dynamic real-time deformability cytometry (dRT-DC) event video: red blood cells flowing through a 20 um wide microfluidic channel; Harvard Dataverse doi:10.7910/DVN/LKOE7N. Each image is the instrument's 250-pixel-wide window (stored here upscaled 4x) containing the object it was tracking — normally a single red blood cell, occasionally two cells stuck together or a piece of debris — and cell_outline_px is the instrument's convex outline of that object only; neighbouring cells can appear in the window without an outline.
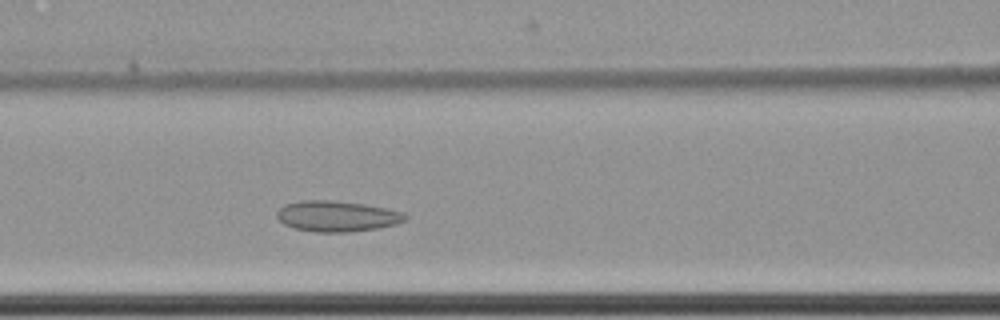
{"species": "common noctule bat (a hibernating species)", "species_latin": "Nyctalus noctula", "temperature_condition": "cold", "stored_images_in_passage": 43, "camera_frame_rate_fps": 3000, "um_per_image_px": 0.085, "animal": {"sex": "female", "body_mass_g": 22.7, "forearm_length_mm": 54.2}, "frame": {"image": 1, "passage_image": 16, "time_ms": 5.0, "image_size_px": [1000, 320], "cell_outline_px": [[408, 220], [396, 224], [380, 228], [352, 232], [316, 232], [296, 228], [284, 224], [276, 216], [276, 212], [284, 204], [300, 200], [328, 200], [364, 204], [384, 208], [400, 212], [408, 216]], "centroid_in_image_um": [28.64, 18.38], "position_along_channel_um": 138.0, "area_um2": 23.0}}
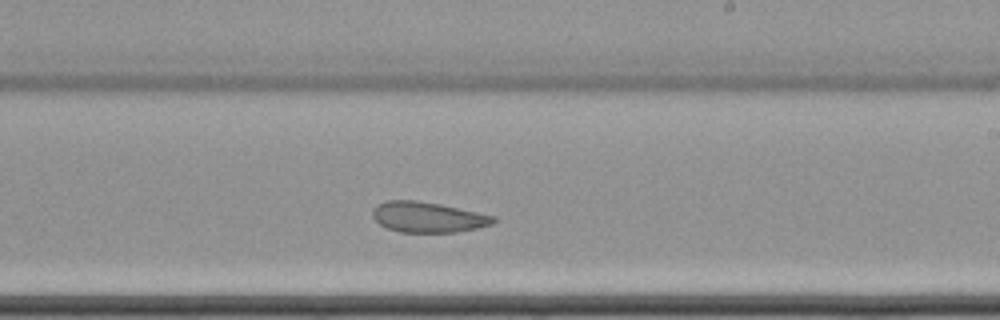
{"frame": {"image": 2, "passage_image": 26, "time_ms": 8.333, "image_size_px": [1000, 320], "cell_outline_px": [[496, 220], [492, 224], [476, 228], [456, 232], [400, 232], [388, 228], [380, 224], [372, 216], [372, 212], [376, 204], [388, 200], [416, 200], [440, 204], [496, 216]], "centroid_in_image_um": [36.36, 18.45], "position_along_channel_um": 252.6, "area_um2": 21.39}}
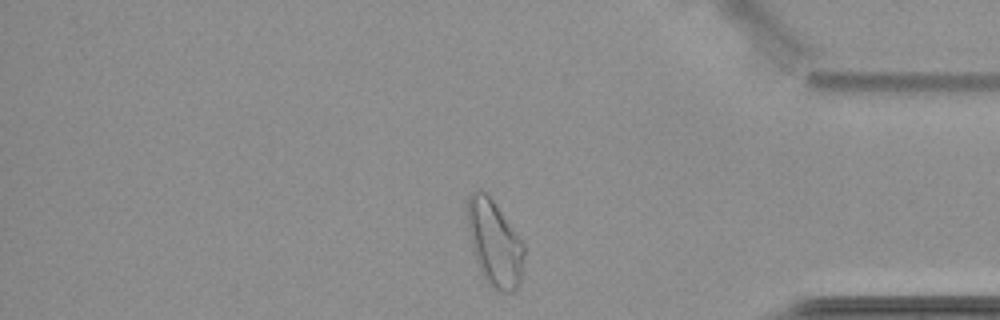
{"frame": {"image": 3, "passage_image": 40, "time_ms": 13.0, "image_size_px": [1000, 320], "cell_outline_px": [[524, 256], [520, 280], [516, 288], [512, 292], [500, 292], [488, 284], [476, 260], [468, 232], [468, 196], [476, 188], [480, 188], [492, 200], [524, 244]], "centroid_in_image_um": [42.03, 20.67], "position_along_channel_um": 393.2, "area_um2": 27.74}, "authors_computed_cell_mechanics": {"area_um2": 23.0044, "velocity_mm_per_s": 3.4478, "shape_relaxation_time_tau1_ms": 9.7791, "shape_relaxation_time_tau2_ms": 2.7802, "deformation_change_tau1": 0.0931, "deformation_change_tau2": 0.086}}